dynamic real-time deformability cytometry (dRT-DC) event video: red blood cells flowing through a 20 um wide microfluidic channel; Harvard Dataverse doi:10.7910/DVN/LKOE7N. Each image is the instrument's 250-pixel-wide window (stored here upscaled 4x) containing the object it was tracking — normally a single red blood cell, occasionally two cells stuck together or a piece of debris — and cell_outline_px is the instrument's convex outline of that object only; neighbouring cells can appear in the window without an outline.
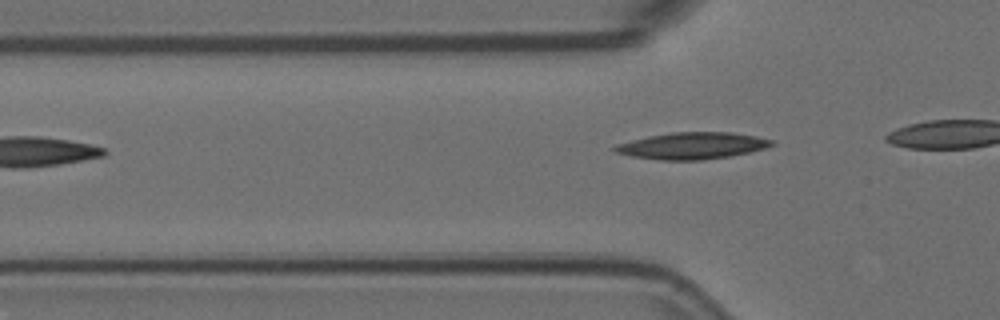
{"species": "Egyptian fruit bat (a non-hibernating species)", "species_latin": "Rousettus aegyptiacus", "temperature_condition": "room temperature", "stored_images_in_passage": 3, "camera_frame_rate_fps": 3000, "um_per_image_px": 0.085, "animal": {"sex": "female"}, "frame": {"image": 1, "passage_image": 3, "time_ms": 0.667, "image_size_px": [1000, 320], "cell_outline_px": [[776, 144], [764, 148], [732, 156], [700, 160], [660, 160], [632, 156], [616, 152], [612, 148], [616, 144], [648, 136], [672, 132], [732, 132], [756, 136], [776, 140]], "centroid_in_image_um": [58.87, 12.38], "position_along_channel_um": 66.9, "area_um2": 24.45}}